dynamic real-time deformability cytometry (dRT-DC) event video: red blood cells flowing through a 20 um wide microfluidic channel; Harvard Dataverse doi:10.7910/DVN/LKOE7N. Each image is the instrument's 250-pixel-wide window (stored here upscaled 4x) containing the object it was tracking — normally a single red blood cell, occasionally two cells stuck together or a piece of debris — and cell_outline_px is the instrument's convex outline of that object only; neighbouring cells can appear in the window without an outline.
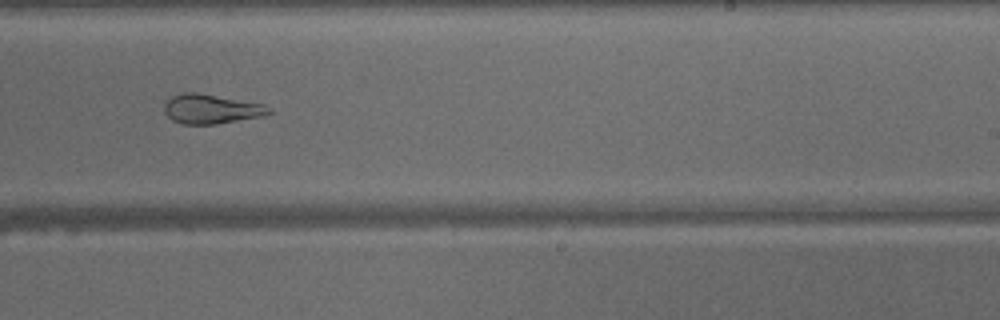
{"species": "common noctule bat (a hibernating species)", "species_latin": "Nyctalus noctula", "temperature_condition": "warm", "stored_images_in_passage": 27, "camera_frame_rate_fps": 3000, "um_per_image_px": 0.085, "animal": {"sex": "male", "body_mass_g": 15.6}, "frame": {"image": 1, "passage_image": 18, "time_ms": 5.667, "image_size_px": [1000, 320], "cell_outline_px": [[272, 112], [264, 116], [216, 124], [180, 124], [172, 120], [164, 112], [164, 100], [172, 96], [184, 92], [196, 92], [264, 104], [272, 108]], "centroid_in_image_um": [17.94, 9.26], "position_along_channel_um": 271.1, "area_um2": 18.15}}
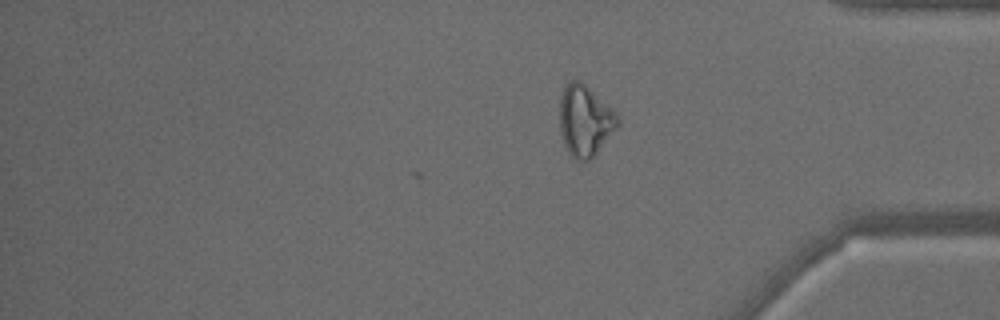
{"frame": {"image": 2, "passage_image": 27, "time_ms": 8.667, "image_size_px": [1000, 320], "cell_outline_px": [[620, 124], [596, 156], [592, 160], [576, 160], [568, 152], [564, 144], [560, 132], [560, 96], [564, 88], [572, 80], [580, 80], [612, 108], [620, 116]], "centroid_in_image_um": [49.75, 10.29], "position_along_channel_um": 385.4, "area_um2": 24.28}}